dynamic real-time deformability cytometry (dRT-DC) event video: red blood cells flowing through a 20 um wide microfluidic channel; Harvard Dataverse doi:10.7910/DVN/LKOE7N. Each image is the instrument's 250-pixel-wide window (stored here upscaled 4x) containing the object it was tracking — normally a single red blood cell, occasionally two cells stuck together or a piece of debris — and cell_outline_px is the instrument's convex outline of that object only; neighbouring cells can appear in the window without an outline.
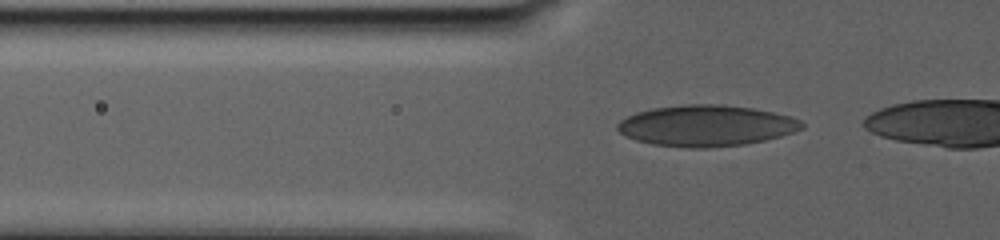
{"species": "human", "species_latin": "Homo sapiens", "temperature_condition": "warm", "stored_images_in_passage": 33, "camera_frame_rate_fps": 3000, "um_per_image_px": 0.085, "donor": {"sex": "male"}, "frame": {"image": 1, "passage_image": 28, "time_ms": 9.0, "image_size_px": [1000, 240], "cell_outline_px": [[804, 128], [780, 136], [764, 140], [744, 144], [704, 148], [688, 148], [652, 144], [636, 140], [620, 132], [616, 128], [616, 124], [620, 120], [636, 112], [652, 108], [688, 104], [720, 104], [752, 108], [772, 112], [788, 116], [800, 120], [804, 124]], "centroid_in_image_um": [60.0, 10.68], "position_along_channel_um": 65.8, "area_um2": 43.93}}